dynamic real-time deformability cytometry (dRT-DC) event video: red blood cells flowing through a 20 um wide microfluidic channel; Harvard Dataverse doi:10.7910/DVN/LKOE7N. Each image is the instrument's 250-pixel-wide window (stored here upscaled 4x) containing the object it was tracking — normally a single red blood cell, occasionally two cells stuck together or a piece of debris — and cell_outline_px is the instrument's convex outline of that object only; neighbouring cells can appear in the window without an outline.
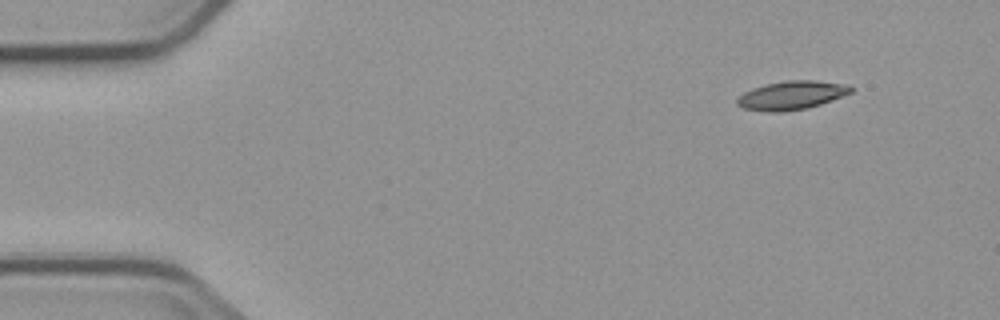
{"species": "common noctule bat (a hibernating species)", "species_latin": "Nyctalus noctula", "temperature_condition": "cold", "stored_images_in_passage": 4, "camera_frame_rate_fps": 3000, "um_per_image_px": 0.085, "animal": {"sex": "male", "body_mass_g": 23.1, "forearm_length_mm": 52.7}, "frame": {"image": 1, "passage_image": 1, "time_ms": 0.0, "image_size_px": [1000, 320], "cell_outline_px": [[852, 92], [820, 104], [804, 108], [784, 112], [768, 112], [744, 108], [736, 104], [736, 100], [744, 92], [752, 88], [764, 84], [784, 80], [816, 80], [840, 84], [852, 88]], "centroid_in_image_um": [67.21, 8.1], "position_along_channel_um": 17.8, "area_um2": 18.73}}
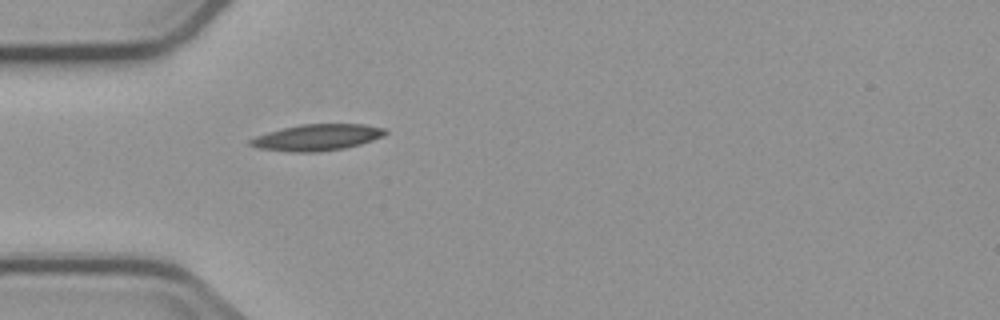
{"frame": {"image": 2, "passage_image": 4, "time_ms": 3.667, "image_size_px": [1000, 320], "cell_outline_px": [[388, 132], [384, 136], [360, 144], [344, 148], [320, 152], [288, 152], [260, 148], [248, 144], [248, 140], [256, 136], [268, 132], [300, 124], [364, 124], [384, 128]], "centroid_in_image_um": [26.96, 11.68], "position_along_channel_um": 58.0, "area_um2": 20.69}}